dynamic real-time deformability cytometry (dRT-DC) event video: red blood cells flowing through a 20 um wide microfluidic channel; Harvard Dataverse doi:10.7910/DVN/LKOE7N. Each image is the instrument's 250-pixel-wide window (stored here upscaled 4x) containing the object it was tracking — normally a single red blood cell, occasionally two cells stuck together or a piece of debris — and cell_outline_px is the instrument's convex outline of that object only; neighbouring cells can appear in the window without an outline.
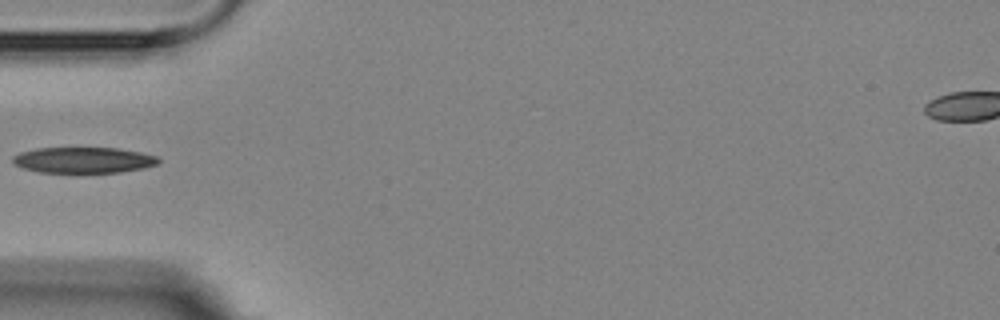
{"species": "Egyptian fruit bat (a non-hibernating species)", "species_latin": "Rousettus aegyptiacus", "temperature_condition": "room temperature", "stored_images_in_passage": 1, "camera_frame_rate_fps": 3000, "um_per_image_px": 0.085, "animal": {"sex": "female"}, "frame": {"image": 1, "passage_image": 1, "time_ms": 0.0, "image_size_px": [1000, 320], "cell_outline_px": [[160, 164], [144, 168], [120, 172], [40, 172], [24, 168], [16, 164], [12, 160], [12, 156], [20, 152], [36, 148], [116, 148], [140, 152], [160, 156]], "centroid_in_image_um": [7.15, 13.6], "position_along_channel_um": 77.8, "area_um2": 21.96}}